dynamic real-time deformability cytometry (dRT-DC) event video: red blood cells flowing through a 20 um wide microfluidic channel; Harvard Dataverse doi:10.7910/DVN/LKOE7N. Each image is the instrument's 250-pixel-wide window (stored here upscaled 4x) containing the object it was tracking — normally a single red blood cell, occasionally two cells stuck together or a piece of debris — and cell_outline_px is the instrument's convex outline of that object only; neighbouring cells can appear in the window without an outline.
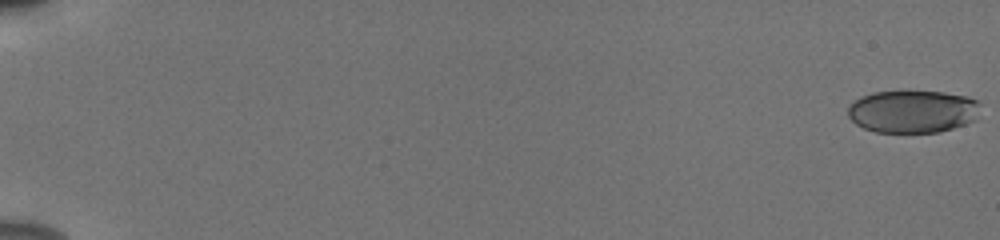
{"species": "human", "species_latin": "Homo sapiens", "temperature_condition": "cold", "stored_images_in_passage": 56, "camera_frame_rate_fps": 3000, "um_per_image_px": 0.085, "donor": {"sex": "male"}, "frame": {"image": 1, "passage_image": 1, "time_ms": 0.0, "image_size_px": [1000, 240], "cell_outline_px": [[980, 104], [976, 120], [940, 132], [876, 132], [864, 128], [856, 124], [848, 116], [848, 104], [860, 96], [872, 92], [944, 92], [968, 96], [976, 100]], "centroid_in_image_um": [77.56, 9.47], "position_along_channel_um": 7.4, "area_um2": 32.95}}
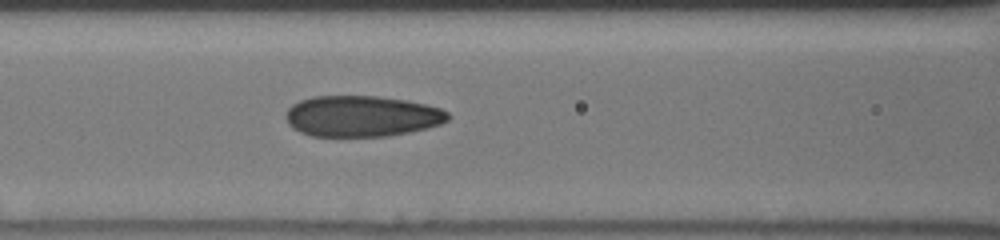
{"frame": {"image": 2, "passage_image": 27, "time_ms": 8.667, "image_size_px": [1000, 240], "cell_outline_px": [[452, 116], [448, 120], [440, 124], [428, 128], [388, 136], [312, 136], [300, 132], [292, 128], [288, 124], [284, 116], [288, 108], [292, 104], [300, 100], [312, 96], [376, 96], [408, 100], [440, 108], [448, 112]], "centroid_in_image_um": [30.74, 9.87], "position_along_channel_um": 135.9, "area_um2": 39.02}}
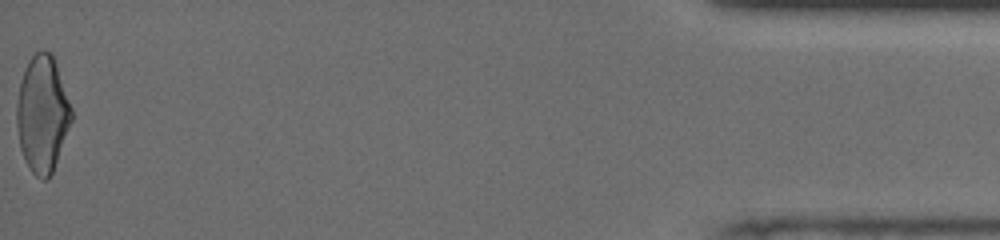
{"frame": {"image": 3, "passage_image": 56, "time_ms": 18.333, "image_size_px": [1000, 240], "cell_outline_px": [[72, 120], [52, 172], [48, 180], [44, 180], [36, 176], [32, 172], [24, 160], [20, 148], [16, 124], [16, 104], [20, 80], [24, 68], [28, 60], [36, 52], [44, 48], [52, 52], [72, 108]], "centroid_in_image_um": [3.58, 9.66], "position_along_channel_um": 431.6, "area_um2": 37.45}, "authors_computed_cell_mechanics": {"area_um2": 37.2521, "velocity_mm_per_s": 3.8922, "shape_relaxation_time_tau1_ms": 7.5211, "shape_relaxation_time_tau2_ms": 1.2184, "deformation_change_tau1": 0.1915, "deformation_change_tau2": 0.0822}}